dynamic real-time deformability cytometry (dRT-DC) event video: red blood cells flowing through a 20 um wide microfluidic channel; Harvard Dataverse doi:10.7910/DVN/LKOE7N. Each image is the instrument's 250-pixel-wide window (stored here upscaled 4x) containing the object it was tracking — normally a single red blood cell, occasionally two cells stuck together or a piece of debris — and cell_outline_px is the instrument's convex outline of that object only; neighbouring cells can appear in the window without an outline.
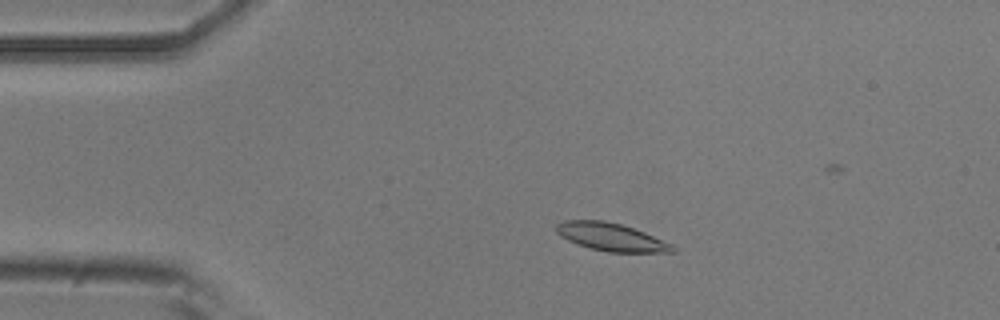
{"species": "common noctule bat (a hibernating species)", "species_latin": "Nyctalus noctula", "temperature_condition": "room temperature", "stored_images_in_passage": 51, "camera_frame_rate_fps": 3000, "um_per_image_px": 0.085, "animal": {"sex": "male", "body_mass_g": 20.5, "forearm_length_mm": 52.5}, "frame": {"image": 1, "passage_image": 9, "time_ms": 2.667, "image_size_px": [1000, 320], "cell_outline_px": [[676, 252], [608, 252], [592, 248], [568, 240], [560, 236], [556, 232], [556, 224], [564, 220], [604, 220], [620, 224], [644, 232], [672, 244], [676, 248]], "centroid_in_image_um": [51.95, 20.14], "position_along_channel_um": 33.1, "area_um2": 18.67}}
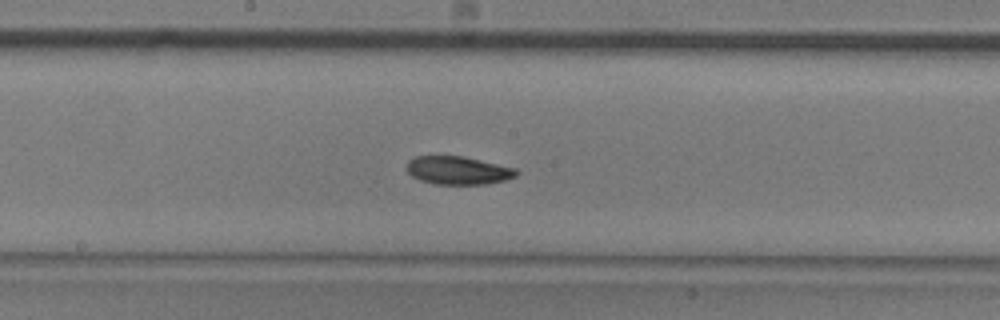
{"frame": {"image": 2, "passage_image": 26, "time_ms": 8.333, "image_size_px": [1000, 320], "cell_outline_px": [[520, 172], [516, 176], [504, 180], [488, 184], [436, 184], [420, 180], [412, 176], [404, 168], [408, 160], [416, 156], [464, 156], [516, 168]], "centroid_in_image_um": [38.92, 14.48], "position_along_channel_um": 209.3, "area_um2": 18.15}}
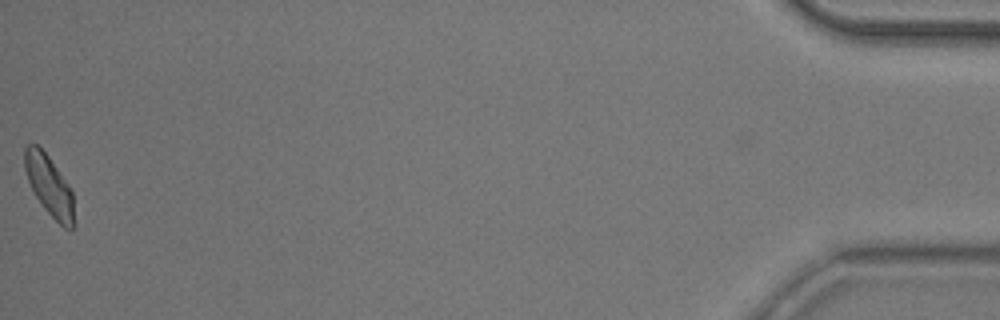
{"frame": {"image": 3, "passage_image": 51, "time_ms": 16.667, "image_size_px": [1000, 320], "cell_outline_px": [[76, 224], [72, 228], [64, 228], [44, 208], [36, 196], [28, 180], [24, 168], [24, 148], [28, 144], [36, 144], [48, 156], [68, 184], [72, 192]], "centroid_in_image_um": [4.2, 15.8], "position_along_channel_um": 431.0, "area_um2": 17.22}, "authors_computed_cell_mechanics": {"area_um2": 18.1492, "velocity_mm_per_s": 3.8525, "shape_relaxation_time_tau1_ms": 2.9384, "shape_relaxation_time_tau2_ms": null, "deformation_change_tau1": 0.1006, "deformation_change_tau2": null}}